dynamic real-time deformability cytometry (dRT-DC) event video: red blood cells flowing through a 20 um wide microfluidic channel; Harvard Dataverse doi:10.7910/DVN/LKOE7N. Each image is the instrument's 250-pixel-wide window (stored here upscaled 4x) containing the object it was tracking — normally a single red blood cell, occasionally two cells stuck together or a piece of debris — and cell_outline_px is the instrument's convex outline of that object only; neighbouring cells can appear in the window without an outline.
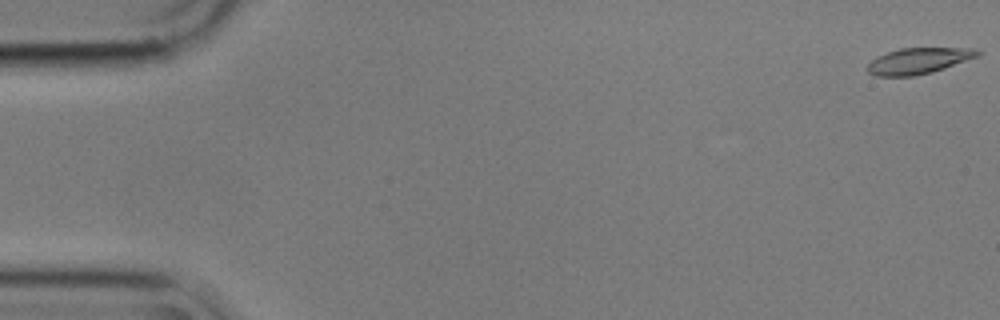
{"species": "common noctule bat (a hibernating species)", "species_latin": "Nyctalus noctula", "temperature_condition": "cold", "stored_images_in_passage": 56, "camera_frame_rate_fps": 3000, "um_per_image_px": 0.085, "animal": {"sex": "male", "body_mass_g": 17.9}, "frame": {"image": 1, "passage_image": 1, "time_ms": 0.0, "image_size_px": [1000, 320], "cell_outline_px": [[980, 56], [932, 72], [912, 76], [876, 76], [868, 72], [868, 64], [876, 56], [900, 48], [976, 48], [980, 52]], "centroid_in_image_um": [78.09, 5.16], "position_along_channel_um": 6.9, "area_um2": 16.65}}
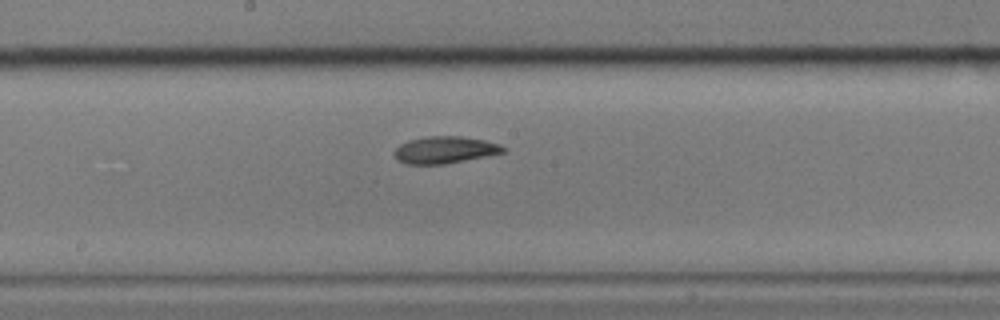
{"frame": {"image": 2, "passage_image": 30, "time_ms": 9.667, "image_size_px": [1000, 320], "cell_outline_px": [[508, 148], [504, 152], [444, 164], [408, 164], [396, 160], [392, 152], [400, 144], [408, 140], [424, 136], [460, 136], [484, 140], [500, 144]], "centroid_in_image_um": [37.77, 12.73], "position_along_channel_um": 210.4, "area_um2": 17.17}}
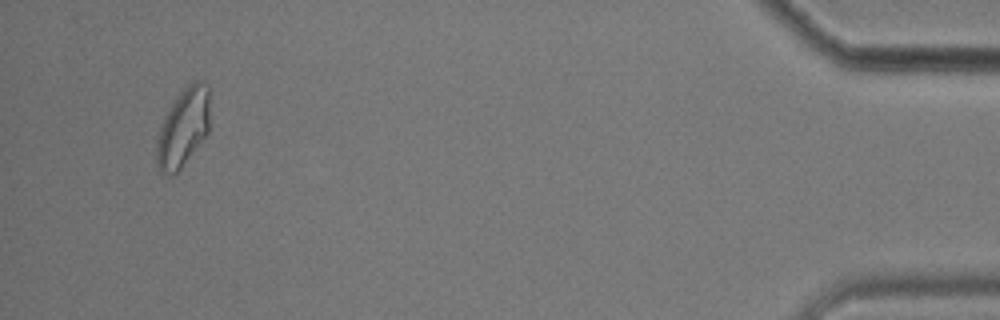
{"frame": {"image": 3, "passage_image": 54, "time_ms": 17.667, "image_size_px": [1000, 320], "cell_outline_px": [[208, 132], [180, 168], [172, 176], [168, 176], [160, 172], [156, 164], [156, 140], [164, 120], [176, 96], [192, 80], [196, 80], [208, 84]], "centroid_in_image_um": [15.55, 10.86], "position_along_channel_um": 419.7, "area_um2": 23.81}, "authors_computed_cell_mechanics": {"area_um2": 17.34, "velocity_mm_per_s": 3.5516, "shape_relaxation_time_tau1_ms": 5.2299, "shape_relaxation_time_tau2_ms": 3.744, "deformation_change_tau1": 0.1371, "deformation_change_tau2": 0.0891}}